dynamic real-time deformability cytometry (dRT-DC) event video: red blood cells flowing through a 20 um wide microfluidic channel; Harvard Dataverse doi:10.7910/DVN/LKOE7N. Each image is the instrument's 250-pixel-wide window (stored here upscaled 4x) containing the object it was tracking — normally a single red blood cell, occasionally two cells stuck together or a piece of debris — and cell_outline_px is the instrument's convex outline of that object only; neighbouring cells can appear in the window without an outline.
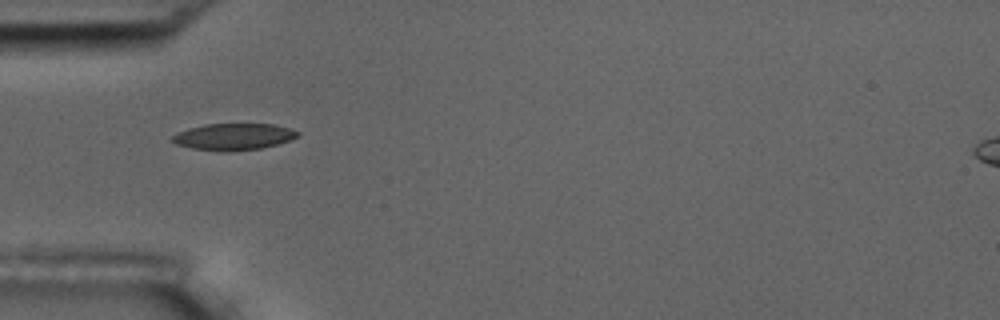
{"species": "common noctule bat (a hibernating species)", "species_latin": "Nyctalus noctula", "temperature_condition": "room temperature", "stored_images_in_passage": 5, "camera_frame_rate_fps": 3000, "um_per_image_px": 0.085, "animal": {"sex": "male", "body_mass_g": 17.5, "forearm_length_mm": 52.3}, "frame": {"image": 1, "passage_image": 1, "time_ms": 0.0, "image_size_px": [1000, 320], "cell_outline_px": [[300, 136], [276, 144], [260, 148], [228, 152], [224, 152], [192, 148], [176, 144], [172, 140], [172, 136], [188, 128], [204, 124], [272, 124], [288, 128], [300, 132]], "centroid_in_image_um": [19.85, 11.62], "position_along_channel_um": 65.2, "area_um2": 19.31}}
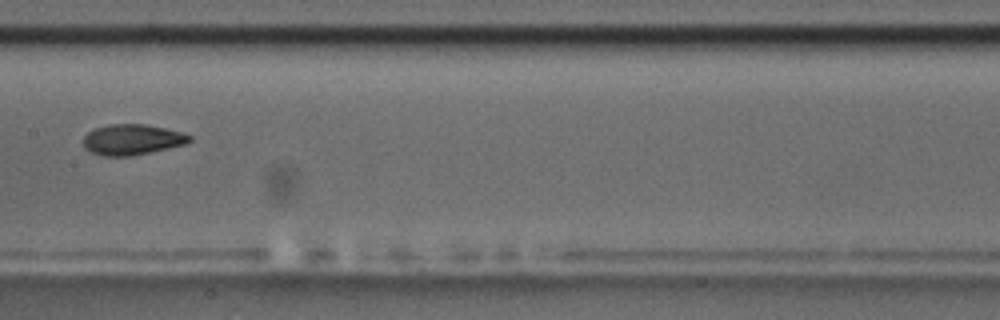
{"frame": {"image": 2, "passage_image": 4, "time_ms": 1.0, "image_size_px": [1000, 320], "cell_outline_px": [[192, 140], [188, 144], [132, 156], [104, 156], [92, 152], [84, 148], [84, 136], [88, 132], [96, 128], [108, 124], [144, 124], [164, 128], [180, 132], [192, 136]], "centroid_in_image_um": [11.25, 11.87], "position_along_channel_um": 196.1, "area_um2": 18.96}}